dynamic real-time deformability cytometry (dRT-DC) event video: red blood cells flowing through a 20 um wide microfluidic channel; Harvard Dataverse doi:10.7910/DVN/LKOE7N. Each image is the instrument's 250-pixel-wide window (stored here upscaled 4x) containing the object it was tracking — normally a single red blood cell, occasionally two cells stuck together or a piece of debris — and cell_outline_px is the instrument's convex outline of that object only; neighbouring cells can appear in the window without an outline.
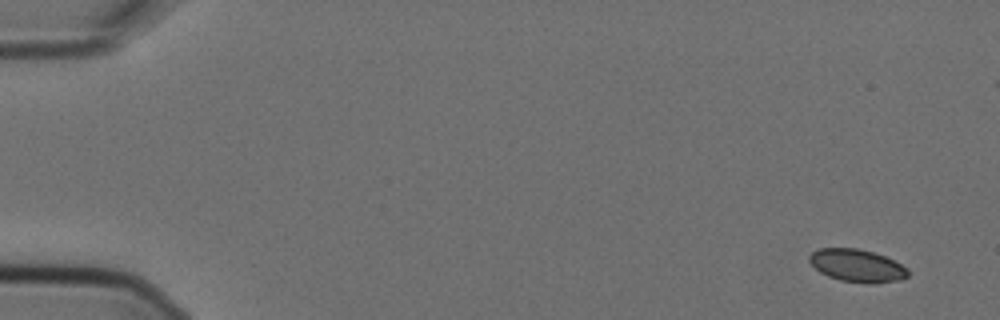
{"species": "Egyptian fruit bat (a non-hibernating species)", "species_latin": "Rousettus aegyptiacus", "temperature_condition": "cold", "stored_images_in_passage": 6, "camera_frame_rate_fps": 3000, "um_per_image_px": 0.085, "animal": {"sex": "female"}, "frame": {"image": 1, "passage_image": 1, "time_ms": 0.0, "image_size_px": [1000, 320], "cell_outline_px": [[908, 276], [900, 280], [876, 284], [868, 284], [840, 280], [828, 276], [820, 272], [808, 260], [808, 256], [812, 252], [820, 248], [856, 248], [872, 252], [884, 256], [908, 268]], "centroid_in_image_um": [72.85, 22.59], "position_along_channel_um": 12.2, "area_um2": 18.79}}